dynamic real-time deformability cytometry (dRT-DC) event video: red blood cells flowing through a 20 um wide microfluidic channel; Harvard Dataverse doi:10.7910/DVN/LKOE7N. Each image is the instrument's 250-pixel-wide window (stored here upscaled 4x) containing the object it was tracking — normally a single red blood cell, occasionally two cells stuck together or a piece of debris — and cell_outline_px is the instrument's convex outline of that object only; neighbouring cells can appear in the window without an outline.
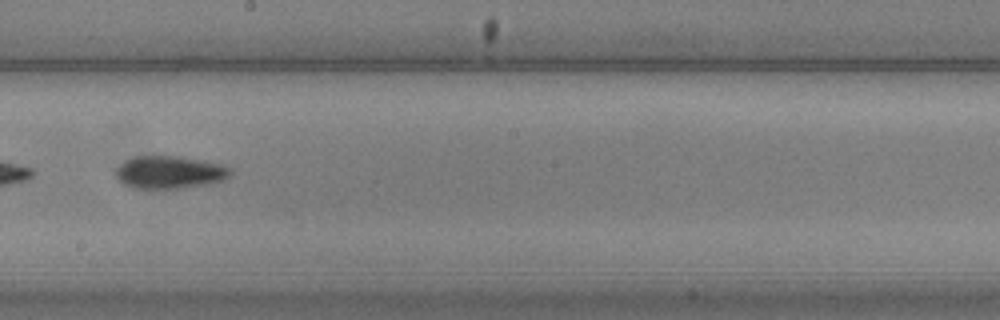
{"species": "common noctule bat (a hibernating species)", "species_latin": "Nyctalus noctula", "temperature_condition": "warm", "stored_images_in_passage": 26, "camera_frame_rate_fps": 3000, "um_per_image_px": 0.085, "animal": {"sex": "male", "body_mass_g": 20.5, "forearm_length_mm": 52.5}, "frame": {"image": 1, "passage_image": 19, "time_ms": 6.0, "image_size_px": [1000, 320], "cell_outline_px": [[232, 172], [224, 180], [208, 184], [152, 192], [132, 188], [124, 184], [116, 176], [116, 168], [124, 160], [132, 156], [176, 156], [204, 160], [220, 164], [228, 168]], "centroid_in_image_um": [14.35, 14.68], "position_along_channel_um": 233.9, "area_um2": 22.48}}